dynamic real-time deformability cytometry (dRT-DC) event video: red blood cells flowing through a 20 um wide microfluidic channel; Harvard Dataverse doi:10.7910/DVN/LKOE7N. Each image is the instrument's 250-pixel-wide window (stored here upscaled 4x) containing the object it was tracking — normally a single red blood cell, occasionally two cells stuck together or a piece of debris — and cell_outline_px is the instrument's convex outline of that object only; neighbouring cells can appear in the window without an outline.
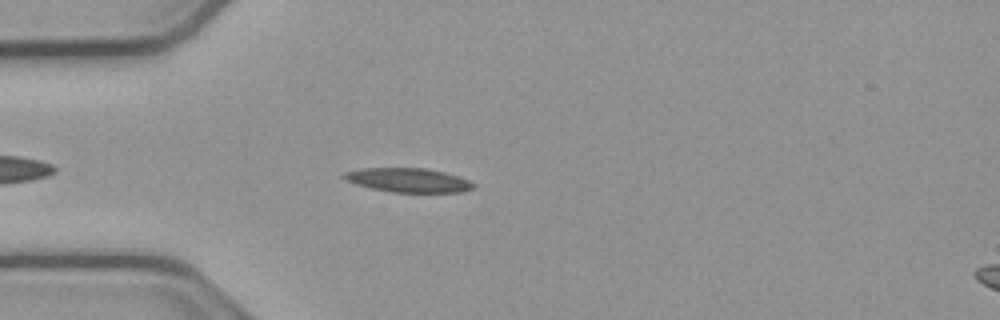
{"species": "common noctule bat (a hibernating species)", "species_latin": "Nyctalus noctula", "temperature_condition": "cold", "stored_images_in_passage": 45, "camera_frame_rate_fps": 3000, "um_per_image_px": 0.085, "animal": {"sex": "male", "body_mass_g": 23.1, "forearm_length_mm": 52.7}, "frame": {"image": 1, "passage_image": 6, "time_ms": 1.667, "image_size_px": [1000, 320], "cell_outline_px": [[476, 184], [472, 188], [460, 192], [392, 192], [372, 188], [356, 184], [344, 180], [340, 176], [344, 172], [360, 168], [424, 168], [444, 172], [468, 180]], "centroid_in_image_um": [34.63, 15.31], "position_along_channel_um": 50.4, "area_um2": 18.09}}
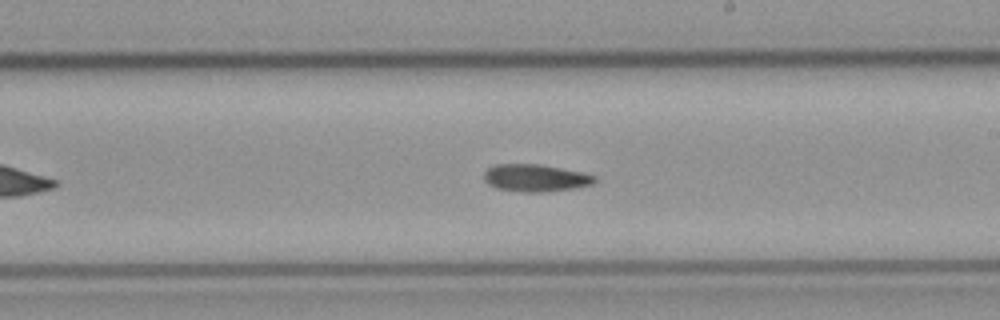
{"frame": {"image": 2, "passage_image": 22, "time_ms": 7.0, "image_size_px": [1000, 320], "cell_outline_px": [[596, 180], [592, 184], [576, 188], [548, 192], [524, 192], [496, 188], [488, 184], [484, 180], [484, 172], [488, 168], [496, 164], [540, 164], [580, 172], [596, 176]], "centroid_in_image_um": [45.5, 15.13], "position_along_channel_um": 243.5, "area_um2": 17.63}}
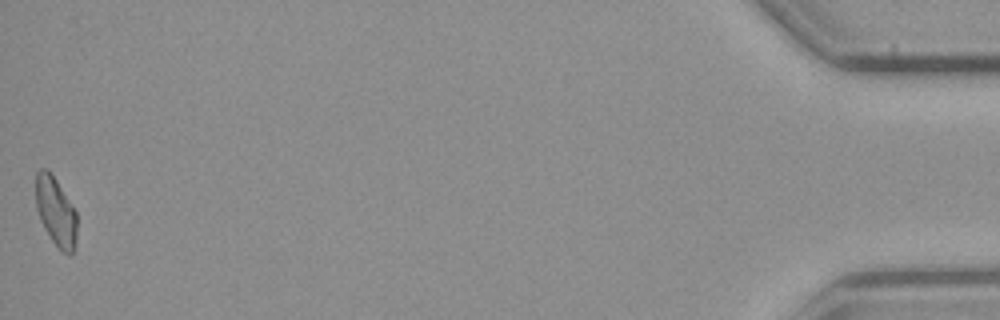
{"frame": {"image": 3, "passage_image": 45, "time_ms": 14.667, "image_size_px": [1000, 320], "cell_outline_px": [[76, 236], [72, 256], [68, 256], [60, 252], [44, 228], [40, 220], [36, 208], [36, 172], [40, 168], [48, 168], [56, 180], [76, 212]], "centroid_in_image_um": [4.73, 18.01], "position_along_channel_um": 430.5, "area_um2": 16.59}}